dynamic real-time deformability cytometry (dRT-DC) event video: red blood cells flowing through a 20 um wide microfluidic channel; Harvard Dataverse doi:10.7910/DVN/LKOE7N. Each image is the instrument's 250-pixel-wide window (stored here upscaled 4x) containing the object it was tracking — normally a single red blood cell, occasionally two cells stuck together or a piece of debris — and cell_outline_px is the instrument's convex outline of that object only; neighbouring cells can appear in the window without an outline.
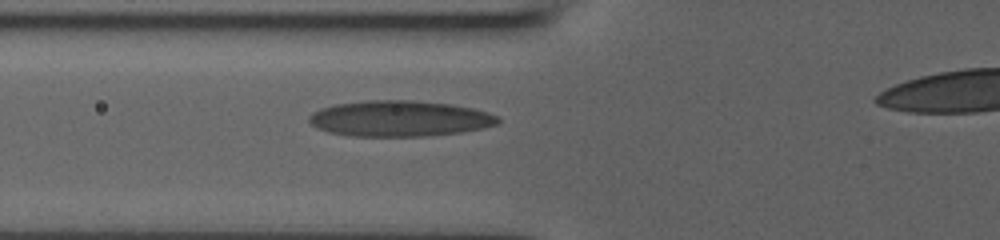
{"species": "human", "species_latin": "Homo sapiens", "temperature_condition": "room temperature", "stored_images_in_passage": 42, "camera_frame_rate_fps": 3000, "um_per_image_px": 0.085, "donor": {"sex": "male"}, "frame": {"image": 1, "passage_image": 15, "time_ms": 4.667, "image_size_px": [1000, 240], "cell_outline_px": [[500, 120], [496, 124], [484, 128], [460, 132], [428, 136], [348, 136], [328, 132], [316, 128], [308, 120], [308, 116], [312, 112], [320, 108], [332, 104], [368, 100], [412, 100], [448, 104], [472, 108], [488, 112], [500, 116]], "centroid_in_image_um": [33.93, 10.08], "position_along_channel_um": 91.9, "area_um2": 39.71}}
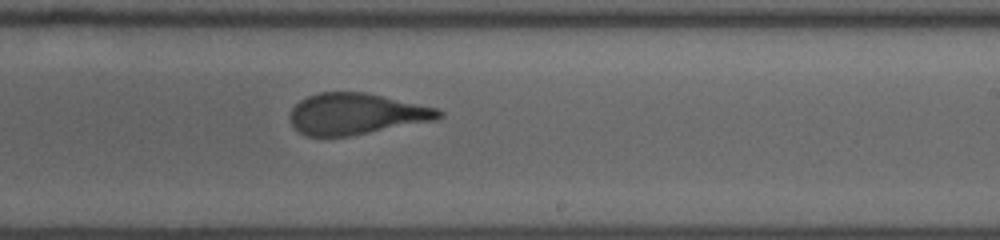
{"frame": {"image": 2, "passage_image": 27, "time_ms": 8.667, "image_size_px": [1000, 240], "cell_outline_px": [[444, 116], [436, 120], [348, 136], [308, 136], [300, 132], [288, 120], [288, 116], [292, 108], [300, 100], [308, 96], [320, 92], [368, 92], [436, 108], [444, 112]], "centroid_in_image_um": [30.27, 9.67], "position_along_channel_um": 258.7, "area_um2": 35.72}}
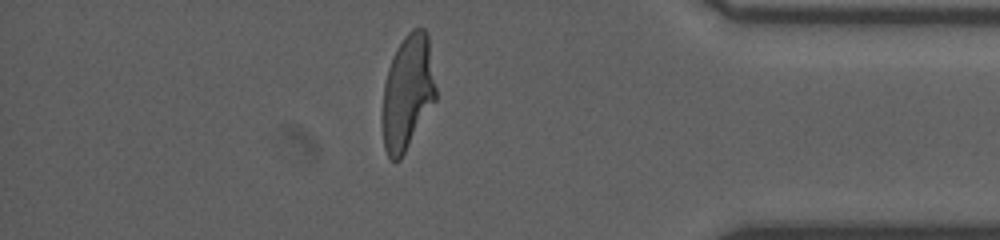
{"frame": {"image": 3, "passage_image": 39, "time_ms": 12.667, "image_size_px": [1000, 240], "cell_outline_px": [[436, 100], [400, 160], [392, 160], [388, 156], [384, 148], [380, 120], [380, 116], [384, 84], [388, 68], [392, 56], [396, 48], [404, 36], [412, 28], [424, 28], [428, 32], [436, 88]], "centroid_in_image_um": [34.62, 7.85], "position_along_channel_um": 400.6, "area_um2": 36.47}}